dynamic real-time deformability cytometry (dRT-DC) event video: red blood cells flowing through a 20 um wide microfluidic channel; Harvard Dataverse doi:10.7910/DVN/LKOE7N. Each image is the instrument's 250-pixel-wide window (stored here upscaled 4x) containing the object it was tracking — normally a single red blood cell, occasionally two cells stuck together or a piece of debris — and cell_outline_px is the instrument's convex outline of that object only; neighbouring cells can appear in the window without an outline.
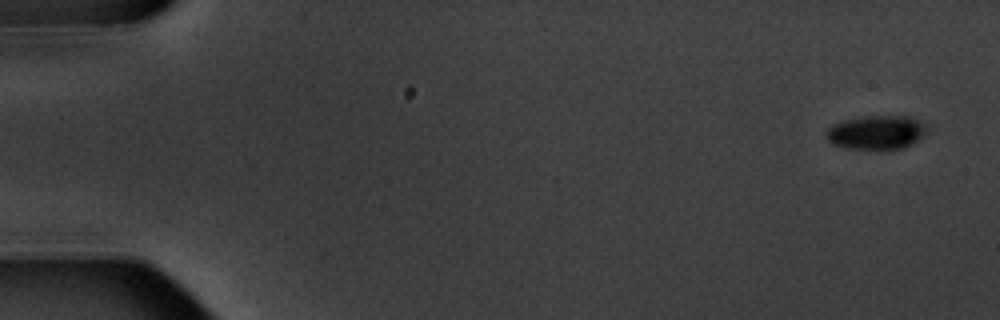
{"species": "common noctule bat (a hibernating species)", "species_latin": "Nyctalus noctula", "temperature_condition": "warm", "stored_images_in_passage": 6, "camera_frame_rate_fps": 3000, "um_per_image_px": 0.085, "animal": {"sex": "male", "body_mass_g": 20.1, "forearm_length_mm": 53.5}, "frame": {"image": 1, "passage_image": 1, "time_ms": 0.0, "image_size_px": [1000, 320], "cell_outline_px": [[928, 132], [904, 148], [848, 148], [832, 144], [828, 140], [824, 132], [832, 124], [844, 120], [864, 116], [908, 116], [928, 124]], "centroid_in_image_um": [74.5, 11.23], "position_along_channel_um": 10.5, "area_um2": 19.83}}
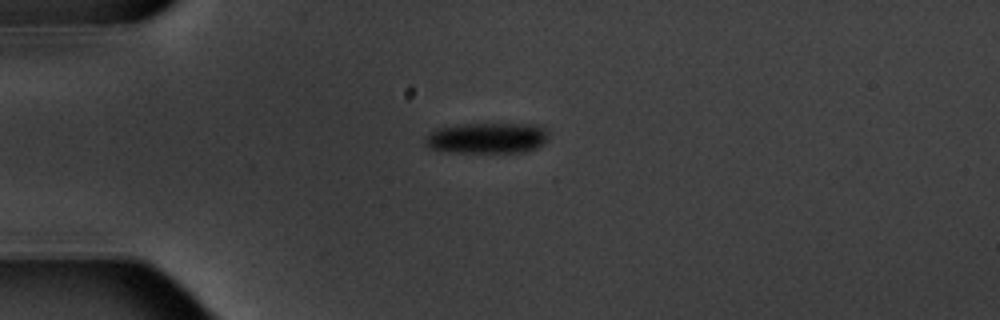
{"frame": {"image": 2, "passage_image": 4, "time_ms": 4.333, "image_size_px": [1000, 320], "cell_outline_px": [[548, 140], [544, 144], [536, 148], [524, 152], [448, 152], [428, 148], [424, 144], [424, 136], [428, 132], [436, 128], [460, 124], [536, 124], [548, 128]], "centroid_in_image_um": [41.39, 11.73], "position_along_channel_um": 43.6, "area_um2": 22.66}}
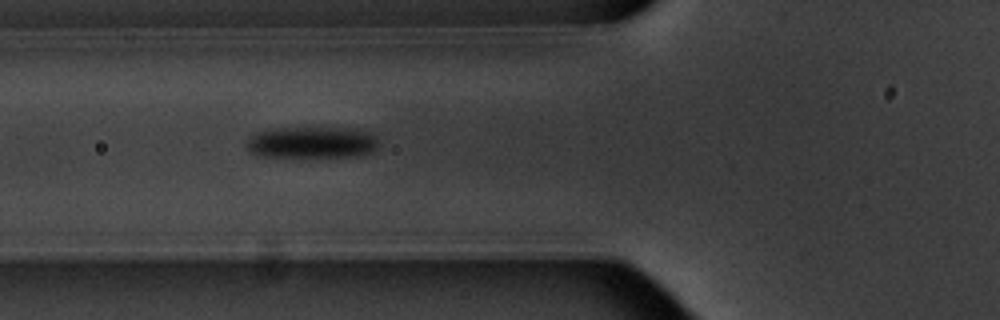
{"frame": {"image": 3, "passage_image": 6, "time_ms": 6.667, "image_size_px": [1000, 320], "cell_outline_px": [[376, 148], [372, 152], [360, 156], [256, 156], [248, 152], [244, 144], [248, 136], [256, 132], [276, 128], [340, 128], [368, 132], [376, 140]], "centroid_in_image_um": [26.38, 12.11], "position_along_channel_um": 99.4, "area_um2": 24.16}}